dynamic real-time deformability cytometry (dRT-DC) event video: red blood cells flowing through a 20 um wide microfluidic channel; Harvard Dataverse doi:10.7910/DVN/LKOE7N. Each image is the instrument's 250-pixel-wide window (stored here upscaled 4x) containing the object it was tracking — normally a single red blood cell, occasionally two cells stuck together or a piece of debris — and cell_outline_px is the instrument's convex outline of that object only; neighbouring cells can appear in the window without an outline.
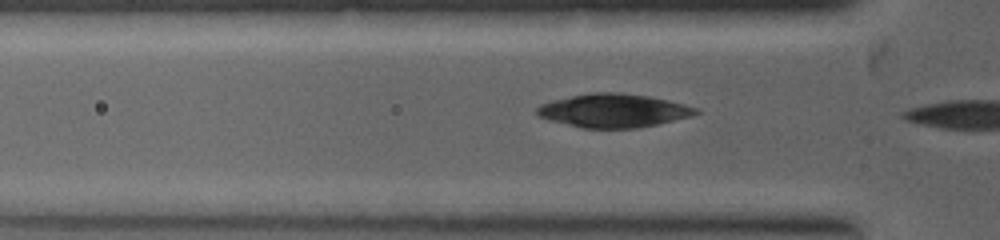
{"species": "common noctule bat (a hibernating species)", "species_latin": "Nyctalus noctula", "temperature_condition": "warm", "stored_images_in_passage": 8, "camera_frame_rate_fps": 5000, "um_per_image_px": 0.085, "animal": {"sex": "female", "body_mass_g": 19.0, "forearm_length_mm": 53.3}, "frame": {"image": 1, "passage_image": 7, "time_ms": 1.2, "image_size_px": [1000, 240], "cell_outline_px": [[700, 112], [692, 116], [656, 124], [636, 128], [580, 128], [548, 120], [536, 116], [536, 108], [540, 104], [552, 100], [592, 92], [620, 92], [648, 96], [668, 100], [700, 108]], "centroid_in_image_um": [52.12, 9.4], "position_along_channel_um": 73.7, "area_um2": 31.21}}